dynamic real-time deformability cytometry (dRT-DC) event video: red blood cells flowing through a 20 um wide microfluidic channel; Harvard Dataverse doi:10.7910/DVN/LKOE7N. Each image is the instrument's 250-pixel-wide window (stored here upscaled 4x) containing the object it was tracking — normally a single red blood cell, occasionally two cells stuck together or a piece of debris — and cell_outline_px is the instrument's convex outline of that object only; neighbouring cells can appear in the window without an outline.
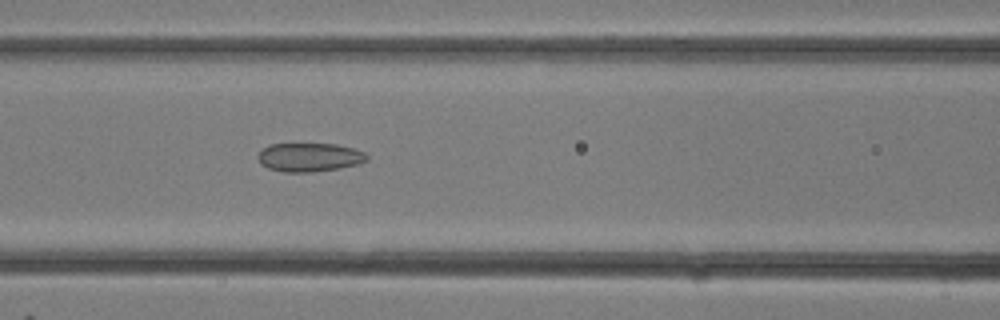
{"species": "common noctule bat (a hibernating species)", "species_latin": "Nyctalus noctula", "temperature_condition": "room temperature", "stored_images_in_passage": 6, "camera_frame_rate_fps": 3000, "um_per_image_px": 0.085, "animal": {"sex": "female"}, "frame": {"image": 1, "passage_image": 6, "time_ms": 1.667, "image_size_px": [1000, 320], "cell_outline_px": [[368, 160], [360, 164], [340, 168], [312, 172], [284, 172], [268, 168], [260, 164], [256, 156], [268, 144], [336, 144], [352, 148], [364, 152], [368, 156]], "centroid_in_image_um": [26.3, 13.37], "position_along_channel_um": 140.3, "area_um2": 18.32}}